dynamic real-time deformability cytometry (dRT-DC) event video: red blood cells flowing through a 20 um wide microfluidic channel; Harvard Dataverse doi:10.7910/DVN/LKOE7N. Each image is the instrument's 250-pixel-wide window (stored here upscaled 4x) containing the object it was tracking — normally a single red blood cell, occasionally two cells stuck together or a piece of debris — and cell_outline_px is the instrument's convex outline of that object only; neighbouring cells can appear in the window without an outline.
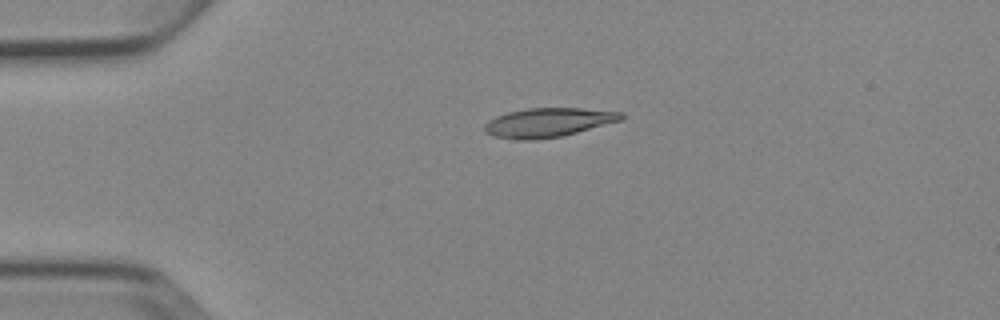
{"species": "Egyptian fruit bat (a non-hibernating species)", "species_latin": "Rousettus aegyptiacus", "temperature_condition": "cold", "stored_images_in_passage": 2, "camera_frame_rate_fps": 3000, "um_per_image_px": 0.085, "animal": {"sex": "female"}, "frame": {"image": 1, "passage_image": 2, "time_ms": 1.333, "image_size_px": [1000, 320], "cell_outline_px": [[624, 116], [620, 120], [576, 132], [560, 136], [536, 140], [516, 140], [492, 136], [484, 132], [484, 124], [488, 120], [496, 116], [508, 112], [528, 108], [580, 108], [624, 112]], "centroid_in_image_um": [46.52, 10.41], "position_along_channel_um": 38.5, "area_um2": 23.12}}